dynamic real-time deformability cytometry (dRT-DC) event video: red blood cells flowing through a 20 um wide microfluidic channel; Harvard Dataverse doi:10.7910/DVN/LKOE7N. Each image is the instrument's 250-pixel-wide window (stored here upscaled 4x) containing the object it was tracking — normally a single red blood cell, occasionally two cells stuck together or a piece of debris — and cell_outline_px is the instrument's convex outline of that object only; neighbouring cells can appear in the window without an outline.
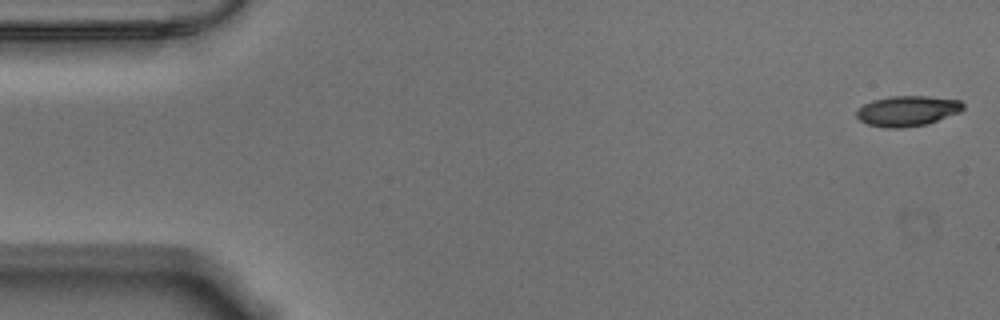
{"species": "Egyptian fruit bat (a non-hibernating species)", "species_latin": "Rousettus aegyptiacus", "temperature_condition": "warm", "stored_images_in_passage": 56, "camera_frame_rate_fps": 3000, "um_per_image_px": 0.085, "animal": {"sex": "male"}, "frame": {"image": 1, "passage_image": 1, "time_ms": 0.0, "image_size_px": [1000, 320], "cell_outline_px": [[964, 108], [960, 112], [928, 124], [904, 128], [884, 128], [868, 124], [860, 120], [856, 116], [856, 112], [864, 104], [872, 100], [892, 96], [928, 96], [960, 100], [964, 104]], "centroid_in_image_um": [77.15, 9.43], "position_along_channel_um": 7.9, "area_um2": 18.96}}
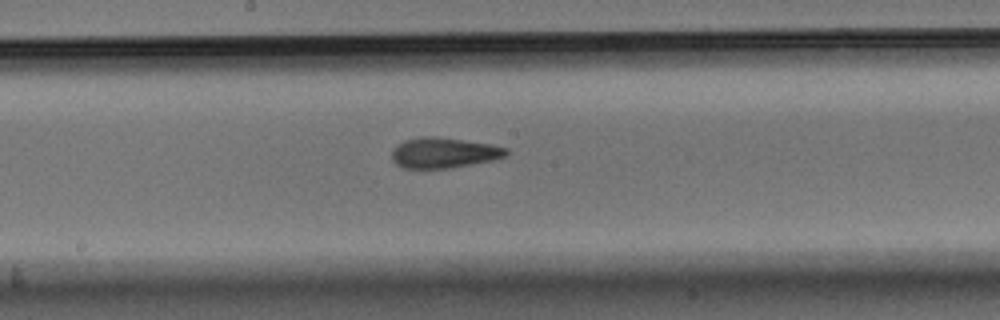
{"frame": {"image": 2, "passage_image": 29, "time_ms": 9.333, "image_size_px": [1000, 320], "cell_outline_px": [[508, 152], [504, 156], [492, 160], [452, 168], [404, 168], [396, 164], [392, 160], [392, 148], [396, 144], [404, 140], [424, 136], [432, 136], [488, 144], [508, 148]], "centroid_in_image_um": [37.66, 12.99], "position_along_channel_um": 210.5, "area_um2": 20.11}}
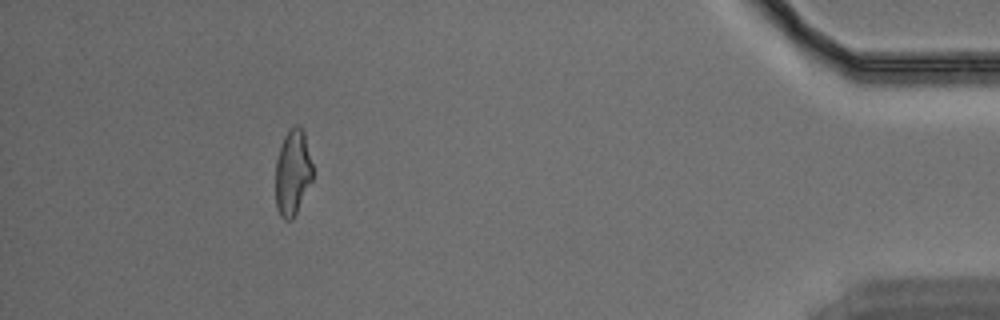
{"frame": {"image": 3, "passage_image": 51, "time_ms": 16.667, "image_size_px": [1000, 320], "cell_outline_px": [[312, 180], [292, 220], [284, 220], [280, 216], [276, 208], [276, 160], [284, 136], [288, 128], [296, 124], [304, 132], [312, 164]], "centroid_in_image_um": [24.86, 14.66], "position_along_channel_um": 410.3, "area_um2": 18.44}, "authors_computed_cell_mechanics": {"area_um2": 19.6231, "velocity_mm_per_s": 3.5473, "shape_relaxation_time_tau1_ms": 5.4101, "shape_relaxation_time_tau2_ms": 3.1483, "deformation_change_tau1": 0.178, "deformation_change_tau2": 0.1126}}